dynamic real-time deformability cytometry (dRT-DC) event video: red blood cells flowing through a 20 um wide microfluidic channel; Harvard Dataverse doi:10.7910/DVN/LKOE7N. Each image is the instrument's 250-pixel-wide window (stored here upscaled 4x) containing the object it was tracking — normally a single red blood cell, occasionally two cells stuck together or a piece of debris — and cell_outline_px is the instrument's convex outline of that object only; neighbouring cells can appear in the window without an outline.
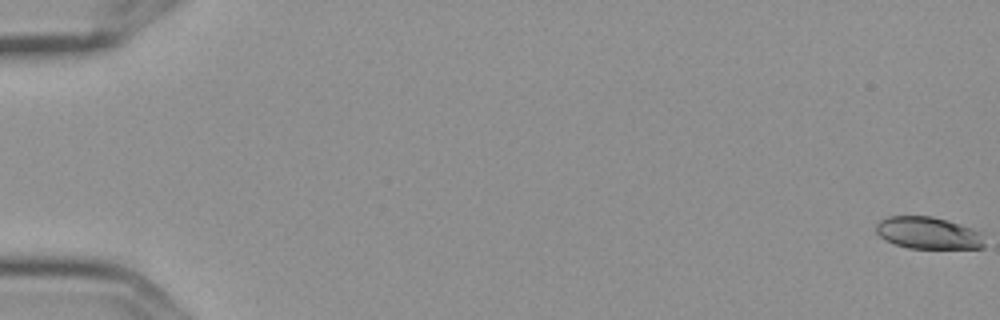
{"species": "Egyptian fruit bat (a non-hibernating species)", "species_latin": "Rousettus aegyptiacus", "temperature_condition": "cold", "stored_images_in_passage": 6, "camera_frame_rate_fps": 3000, "um_per_image_px": 0.085, "frame": {"image": 1, "passage_image": 1, "time_ms": 0.0, "image_size_px": [1000, 320], "cell_outline_px": [[984, 248], [908, 248], [884, 240], [876, 232], [876, 224], [880, 220], [888, 216], [932, 216], [948, 220], [984, 232]], "centroid_in_image_um": [78.93, 19.8], "position_along_channel_um": 6.1, "area_um2": 20.46}}
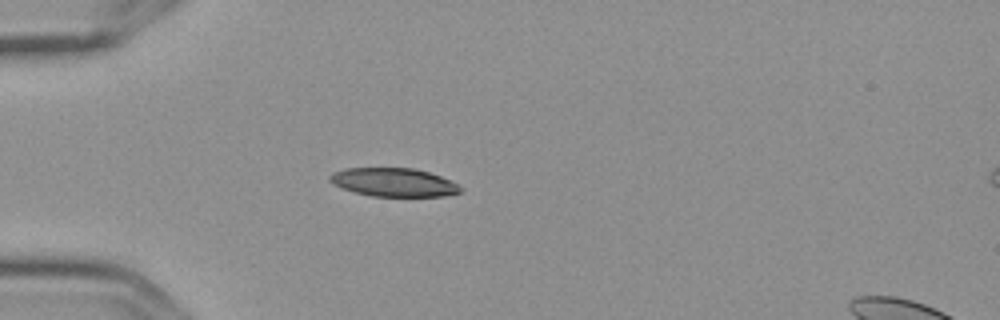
{"frame": {"image": 2, "passage_image": 5, "time_ms": 1.333, "image_size_px": [1000, 320], "cell_outline_px": [[464, 192], [444, 196], [372, 196], [356, 192], [332, 184], [328, 180], [328, 176], [344, 168], [412, 168], [428, 172], [440, 176], [460, 184], [464, 188]], "centroid_in_image_um": [33.52, 15.5], "position_along_channel_um": 51.5, "area_um2": 21.73}}